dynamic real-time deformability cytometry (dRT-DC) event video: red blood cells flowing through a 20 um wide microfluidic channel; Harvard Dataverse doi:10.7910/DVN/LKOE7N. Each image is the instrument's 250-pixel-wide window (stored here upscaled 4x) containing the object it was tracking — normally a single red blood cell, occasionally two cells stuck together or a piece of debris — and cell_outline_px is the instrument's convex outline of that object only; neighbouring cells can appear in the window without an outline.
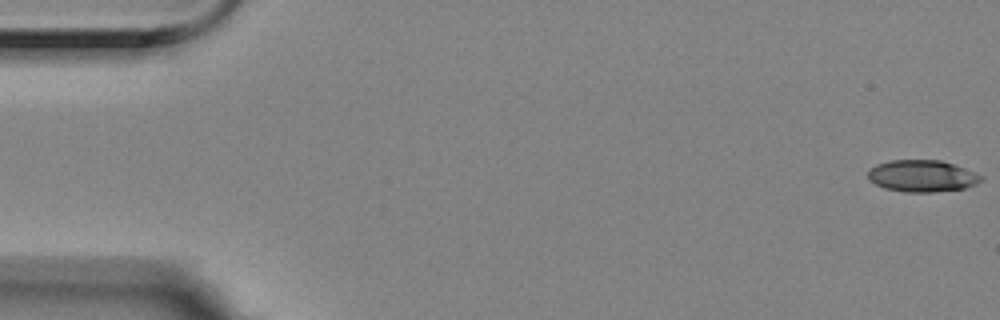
{"species": "Egyptian fruit bat (a non-hibernating species)", "species_latin": "Rousettus aegyptiacus", "temperature_condition": "room temperature", "stored_images_in_passage": 22, "camera_frame_rate_fps": 3000, "um_per_image_px": 0.085, "animal": {"sex": "female"}, "frame": {"image": 1, "passage_image": 1, "time_ms": 0.0, "image_size_px": [1000, 320], "cell_outline_px": [[984, 180], [976, 184], [964, 188], [932, 192], [908, 192], [884, 188], [868, 180], [868, 172], [876, 164], [888, 160], [940, 160], [964, 168], [984, 176]], "centroid_in_image_um": [78.38, 14.95], "position_along_channel_um": 6.6, "area_um2": 20.92}}
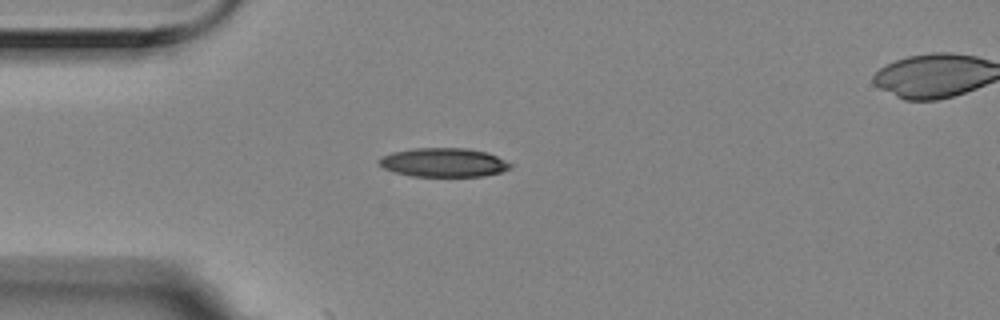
{"frame": {"image": 2, "passage_image": 15, "time_ms": 4.667, "image_size_px": [1000, 320], "cell_outline_px": [[512, 168], [500, 172], [484, 176], [412, 176], [396, 172], [384, 168], [380, 164], [380, 160], [384, 156], [392, 152], [416, 148], [468, 148], [488, 152], [512, 164]], "centroid_in_image_um": [37.76, 13.81], "position_along_channel_um": 47.2, "area_um2": 21.91}}
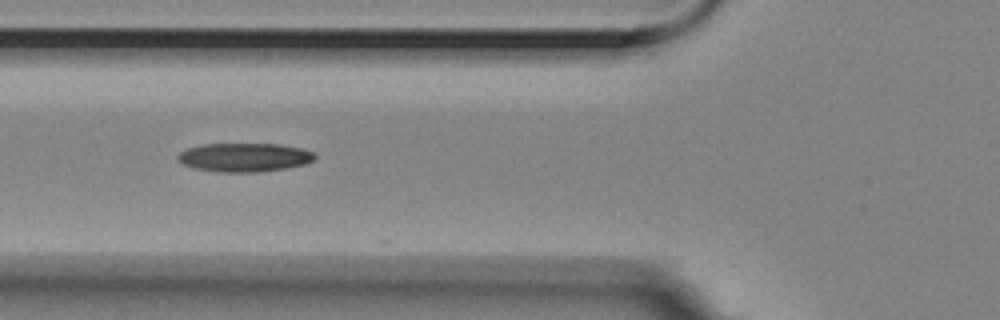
{"frame": {"image": 3, "passage_image": 21, "time_ms": 6.667, "image_size_px": [1000, 320], "cell_outline_px": [[316, 156], [312, 160], [304, 164], [284, 168], [256, 172], [224, 172], [196, 168], [184, 164], [176, 156], [184, 148], [204, 144], [280, 144], [300, 148], [312, 152]], "centroid_in_image_um": [20.75, 13.36], "position_along_channel_um": 105.1, "area_um2": 22.6}}